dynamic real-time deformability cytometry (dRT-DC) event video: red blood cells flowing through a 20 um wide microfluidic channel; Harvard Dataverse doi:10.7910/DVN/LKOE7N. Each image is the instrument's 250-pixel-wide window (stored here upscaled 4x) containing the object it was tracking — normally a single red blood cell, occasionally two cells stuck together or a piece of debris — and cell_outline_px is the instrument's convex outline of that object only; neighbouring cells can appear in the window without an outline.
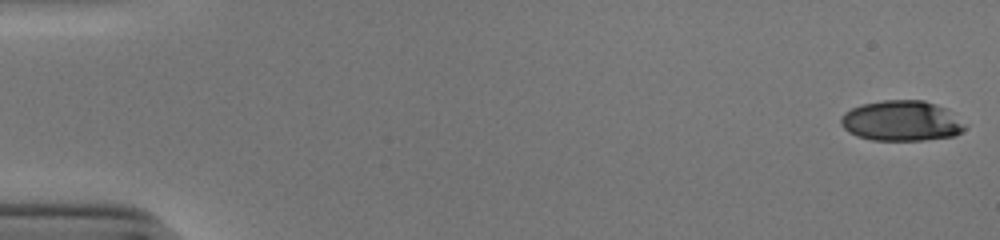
{"species": "human", "species_latin": "Homo sapiens", "temperature_condition": "cold", "stored_images_in_passage": 52, "camera_frame_rate_fps": 3000, "um_per_image_px": 0.085, "donor": {"sex": "male"}, "frame": {"image": 1, "passage_image": 1, "time_ms": 0.0, "image_size_px": [1000, 240], "cell_outline_px": [[968, 124], [956, 136], [924, 140], [872, 140], [856, 136], [848, 132], [840, 124], [840, 116], [844, 112], [860, 104], [884, 100], [924, 100], [936, 104], [944, 108]], "centroid_in_image_um": [76.61, 10.27], "position_along_channel_um": 8.4, "area_um2": 29.42}}
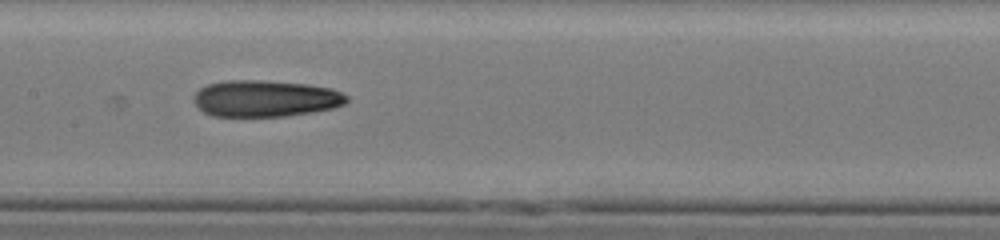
{"frame": {"image": 2, "passage_image": 27, "time_ms": 8.667, "image_size_px": [1000, 240], "cell_outline_px": [[348, 100], [344, 104], [332, 108], [312, 112], [284, 116], [212, 116], [204, 112], [196, 104], [192, 96], [200, 88], [208, 84], [228, 80], [260, 80], [308, 84], [332, 88], [348, 96]], "centroid_in_image_um": [22.56, 8.37], "position_along_channel_um": 184.8, "area_um2": 32.54}}
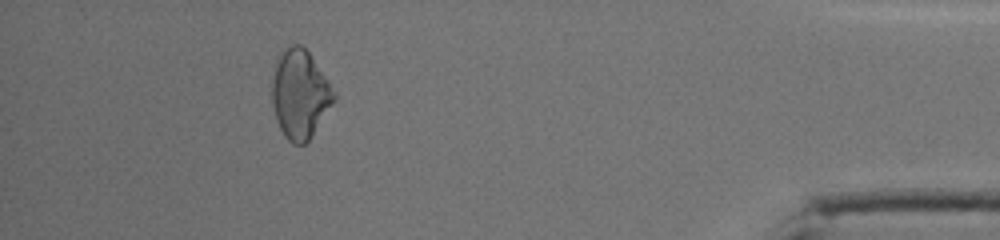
{"frame": {"image": 3, "passage_image": 48, "time_ms": 15.667, "image_size_px": [1000, 240], "cell_outline_px": [[336, 100], [308, 140], [304, 144], [292, 144], [284, 136], [276, 120], [272, 100], [272, 76], [276, 60], [292, 44], [300, 44], [308, 52], [328, 80], [336, 92]], "centroid_in_image_um": [25.5, 8.02], "position_along_channel_um": 409.7, "area_um2": 31.73}, "authors_computed_cell_mechanics": {"area_um2": 31.5299, "velocity_mm_per_s": 3.9412, "shape_relaxation_time_tau1_ms": null, "shape_relaxation_time_tau2_ms": 7.3427, "deformation_change_tau1": null, "deformation_change_tau2": 0.1849}}